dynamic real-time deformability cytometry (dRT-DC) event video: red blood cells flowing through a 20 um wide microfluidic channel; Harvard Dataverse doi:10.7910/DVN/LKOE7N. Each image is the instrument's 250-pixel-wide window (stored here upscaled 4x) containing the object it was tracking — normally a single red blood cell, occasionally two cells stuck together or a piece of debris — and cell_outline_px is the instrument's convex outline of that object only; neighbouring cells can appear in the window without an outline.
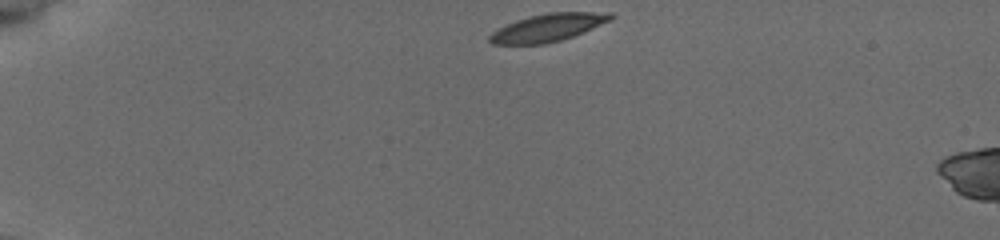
{"species": "common noctule bat (a hibernating species)", "species_latin": "Nyctalus noctula", "temperature_condition": "cold", "stored_images_in_passage": 7, "camera_frame_rate_fps": 3000, "um_per_image_px": 0.085, "animal": {"sex": "female", "body_mass_g": 19.5, "forearm_length_mm": 54.1}, "frame": {"image": 1, "passage_image": 1, "time_ms": 0.0, "image_size_px": [1000, 240], "cell_outline_px": [[616, 16], [612, 20], [572, 36], [560, 40], [544, 44], [492, 44], [488, 40], [488, 36], [492, 32], [516, 20], [548, 12], [612, 12]], "centroid_in_image_um": [46.61, 2.34], "position_along_channel_um": 38.4, "area_um2": 19.36}}